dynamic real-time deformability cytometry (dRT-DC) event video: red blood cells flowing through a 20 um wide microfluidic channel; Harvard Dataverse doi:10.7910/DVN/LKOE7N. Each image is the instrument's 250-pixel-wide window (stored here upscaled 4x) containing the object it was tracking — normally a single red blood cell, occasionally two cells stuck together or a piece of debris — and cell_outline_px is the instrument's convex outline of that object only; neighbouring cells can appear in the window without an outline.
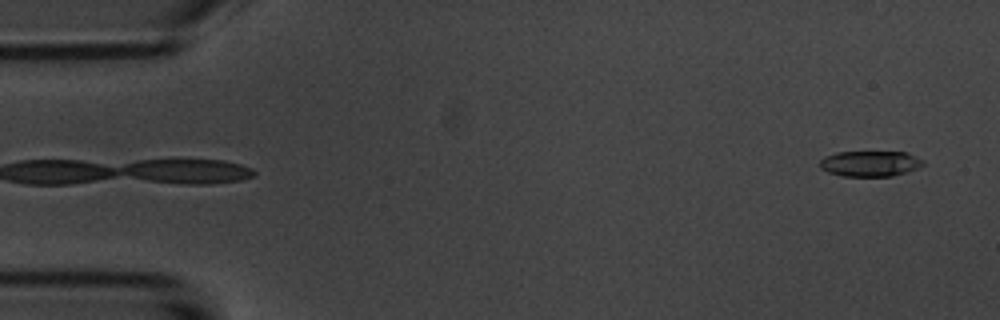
{"species": "common noctule bat (a hibernating species)", "species_latin": "Nyctalus noctula", "temperature_condition": "room temperature", "stored_images_in_passage": 5, "segment_of_instrument_passage": [2, 2], "camera_frame_rate_fps": 3000, "um_per_image_px": 0.085, "animal": {"sex": "male", "body_mass_g": 20.1, "forearm_length_mm": 53.5}, "frame": {"image": 1, "passage_image": 5, "time_ms": 5.333, "image_size_px": [1000, 320], "cell_outline_px": [[924, 164], [908, 172], [892, 176], [840, 176], [828, 172], [820, 168], [820, 160], [824, 156], [836, 152], [908, 152], [924, 160]], "centroid_in_image_um": [73.95, 13.9], "position_along_channel_um": 11.0, "area_um2": 15.55}}